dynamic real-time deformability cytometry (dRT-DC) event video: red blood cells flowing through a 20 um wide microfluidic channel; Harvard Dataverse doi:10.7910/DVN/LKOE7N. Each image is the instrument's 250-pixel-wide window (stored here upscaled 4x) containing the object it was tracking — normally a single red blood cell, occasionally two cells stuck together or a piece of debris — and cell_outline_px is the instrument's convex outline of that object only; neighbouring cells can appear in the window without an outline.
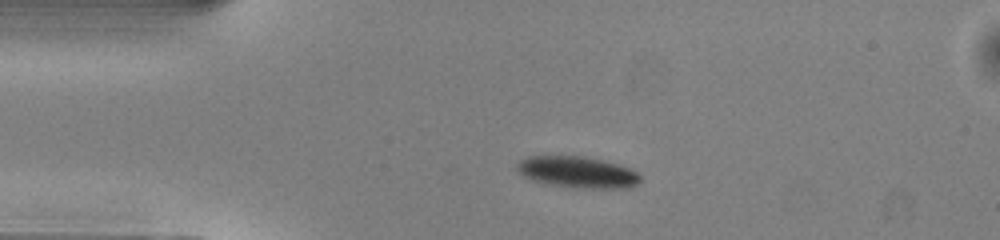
{"species": "common noctule bat (a hibernating species)", "species_latin": "Nyctalus noctula", "temperature_condition": "warm", "stored_images_in_passage": 41, "camera_frame_rate_fps": 3000, "um_per_image_px": 0.085, "animal": {"sex": "male", "body_mass_g": 13.0, "forearm_length_mm": 53.1}, "frame": {"image": 1, "passage_image": 1, "time_ms": 0.0, "image_size_px": [1000, 240], "cell_outline_px": [[640, 180], [632, 188], [592, 188], [552, 184], [532, 180], [524, 176], [516, 168], [516, 164], [520, 160], [528, 156], [584, 156], [604, 160], [620, 164], [632, 168], [640, 176]], "centroid_in_image_um": [49.13, 14.61], "position_along_channel_um": 35.9, "area_um2": 22.43}}
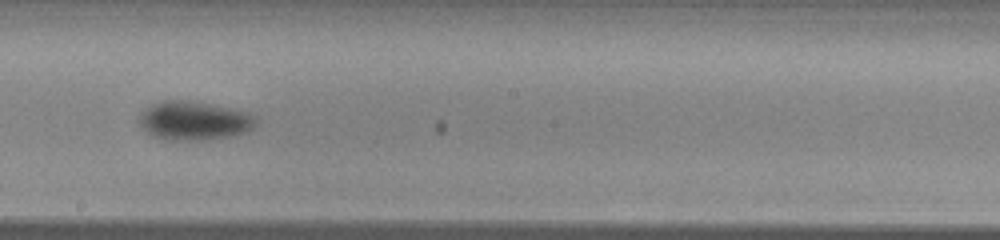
{"frame": {"image": 2, "passage_image": 18, "time_ms": 5.667, "image_size_px": [1000, 240], "cell_outline_px": [[256, 124], [252, 128], [244, 132], [232, 136], [204, 140], [164, 140], [152, 136], [140, 124], [140, 112], [144, 108], [160, 100], [196, 100], [248, 112], [256, 116]], "centroid_in_image_um": [16.49, 10.24], "position_along_channel_um": 231.7, "area_um2": 26.76}}
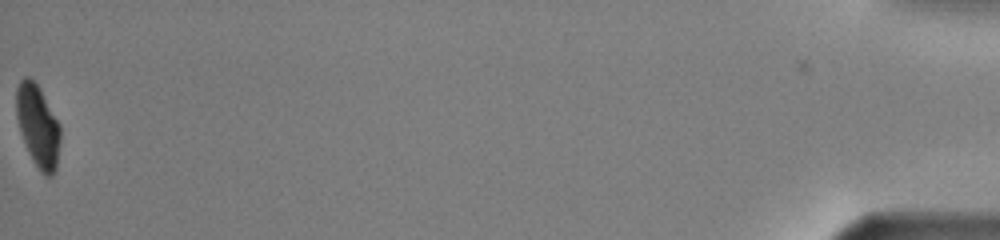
{"frame": {"image": 3, "passage_image": 41, "time_ms": 13.333, "image_size_px": [1000, 240], "cell_outline_px": [[60, 140], [56, 168], [52, 176], [44, 176], [40, 172], [32, 160], [28, 152], [20, 132], [16, 116], [16, 88], [20, 80], [24, 76], [28, 76], [36, 84], [60, 124]], "centroid_in_image_um": [3.21, 10.74], "position_along_channel_um": 432.0, "area_um2": 20.98}, "authors_computed_cell_mechanics": {"area_um2": 24.276, "velocity_mm_per_s": 4.0288, "shape_relaxation_time_tau1_ms": 2.0936, "shape_relaxation_time_tau2_ms": 4.0916, "deformation_change_tau1": 0.1041, "deformation_change_tau2": 0.0557}}